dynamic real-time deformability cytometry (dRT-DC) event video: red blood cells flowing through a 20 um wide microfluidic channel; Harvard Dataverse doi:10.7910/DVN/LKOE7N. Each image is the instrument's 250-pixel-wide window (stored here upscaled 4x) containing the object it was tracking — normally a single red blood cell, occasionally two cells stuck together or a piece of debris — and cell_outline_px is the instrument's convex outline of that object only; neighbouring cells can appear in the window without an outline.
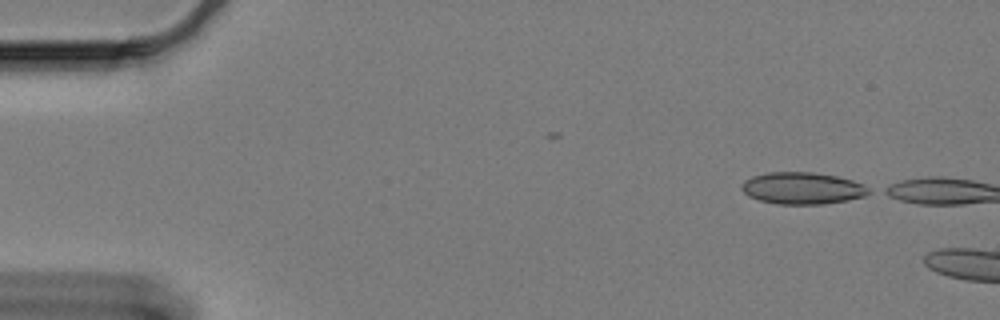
{"species": "Egyptian fruit bat (a non-hibernating species)", "species_latin": "Rousettus aegyptiacus", "temperature_condition": "cold", "stored_images_in_passage": 2, "camera_frame_rate_fps": 3000, "um_per_image_px": 0.085, "animal": {"sex": "female"}, "frame": {"image": 1, "passage_image": 2, "time_ms": 0.333, "image_size_px": [1000, 320], "cell_outline_px": [[872, 192], [864, 196], [848, 200], [824, 204], [776, 204], [760, 200], [748, 196], [740, 188], [740, 184], [744, 180], [752, 176], [768, 172], [812, 172], [836, 176], [852, 180], [868, 188]], "centroid_in_image_um": [68.16, 16.0], "position_along_channel_um": 16.8, "area_um2": 23.64}}